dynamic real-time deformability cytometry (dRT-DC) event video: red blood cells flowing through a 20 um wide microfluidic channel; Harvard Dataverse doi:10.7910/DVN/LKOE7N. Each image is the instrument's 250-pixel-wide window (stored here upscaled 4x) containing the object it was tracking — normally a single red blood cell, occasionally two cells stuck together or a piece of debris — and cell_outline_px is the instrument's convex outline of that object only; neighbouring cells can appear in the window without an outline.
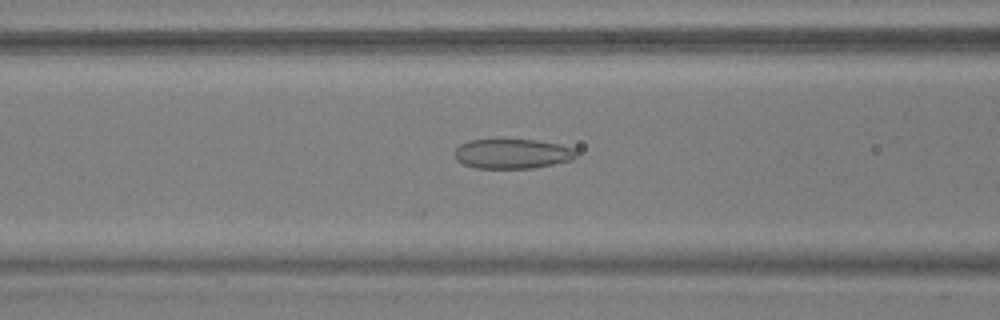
{"species": "common noctule bat (a hibernating species)", "species_latin": "Nyctalus noctula", "temperature_condition": "warm", "stored_images_in_passage": 33, "camera_frame_rate_fps": 3000, "um_per_image_px": 0.085, "animal": {"sex": "male", "body_mass_g": 17.9, "forearm_length_mm": 54.2}, "frame": {"image": 1, "passage_image": 7, "time_ms": 2.0, "image_size_px": [1000, 320], "cell_outline_px": [[576, 156], [572, 160], [532, 168], [476, 168], [464, 164], [456, 160], [452, 152], [460, 144], [468, 140], [536, 140], [560, 144], [572, 148], [576, 152]], "centroid_in_image_um": [43.5, 13.07], "position_along_channel_um": 123.1, "area_um2": 21.04}}
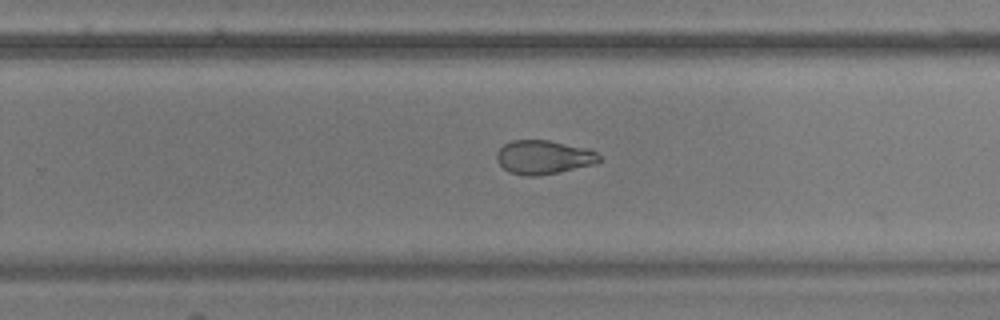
{"frame": {"image": 2, "passage_image": 20, "time_ms": 6.333, "image_size_px": [1000, 320], "cell_outline_px": [[600, 160], [596, 164], [540, 176], [524, 176], [508, 172], [496, 160], [496, 152], [504, 144], [512, 140], [548, 140], [588, 148], [596, 152], [600, 156]], "centroid_in_image_um": [46.2, 13.37], "position_along_channel_um": 283.6, "area_um2": 20.4}}
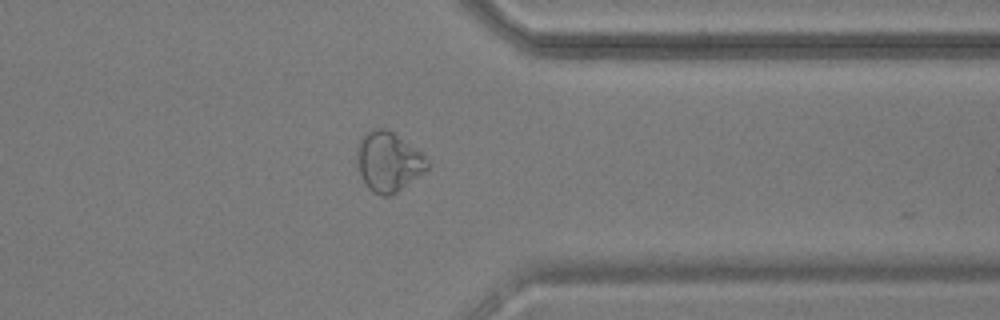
{"frame": {"image": 3, "passage_image": 28, "time_ms": 9.0, "image_size_px": [1000, 320], "cell_outline_px": [[432, 164], [424, 172], [392, 196], [380, 196], [372, 192], [368, 188], [360, 176], [356, 164], [356, 148], [360, 140], [372, 128], [388, 128], [420, 152]], "centroid_in_image_um": [32.99, 13.76], "position_along_channel_um": 378.4, "area_um2": 24.74}, "authors_computed_cell_mechanics": {"area_um2": 20.4612, "velocity_mm_per_s": 3.7075, "shape_relaxation_time_tau1_ms": null, "shape_relaxation_time_tau2_ms": 1.475, "deformation_change_tau1": null, "deformation_change_tau2": 0.0647}}